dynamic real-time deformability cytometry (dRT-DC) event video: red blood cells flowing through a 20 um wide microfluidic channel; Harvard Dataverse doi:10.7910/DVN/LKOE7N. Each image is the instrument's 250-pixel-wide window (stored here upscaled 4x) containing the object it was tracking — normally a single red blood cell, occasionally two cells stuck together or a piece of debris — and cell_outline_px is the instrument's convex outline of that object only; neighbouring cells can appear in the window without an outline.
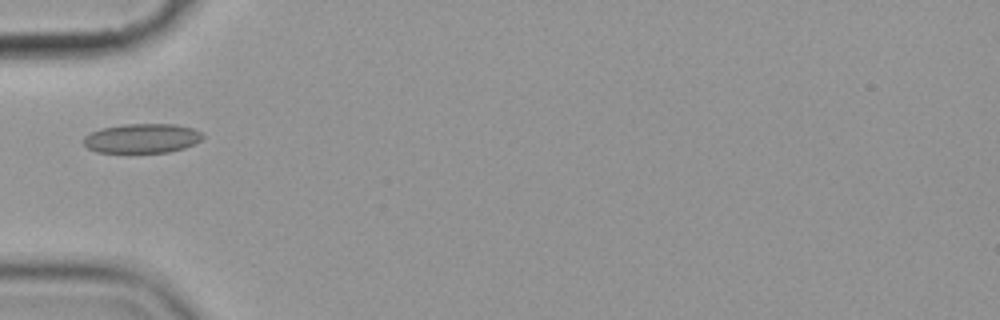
{"species": "common noctule bat (a hibernating species)", "species_latin": "Nyctalus noctula", "temperature_condition": "cold", "stored_images_in_passage": 15, "camera_frame_rate_fps": 3000, "um_per_image_px": 0.085, "animal": {"sex": "female", "body_mass_g": 19.9}, "frame": {"image": 1, "passage_image": 5, "time_ms": 5.667, "image_size_px": [1000, 320], "cell_outline_px": [[204, 136], [200, 140], [184, 148], [168, 152], [96, 152], [88, 148], [84, 144], [84, 136], [100, 128], [124, 124], [176, 124], [192, 128], [200, 132]], "centroid_in_image_um": [12.06, 11.75], "position_along_channel_um": 72.9, "area_um2": 20.29}}
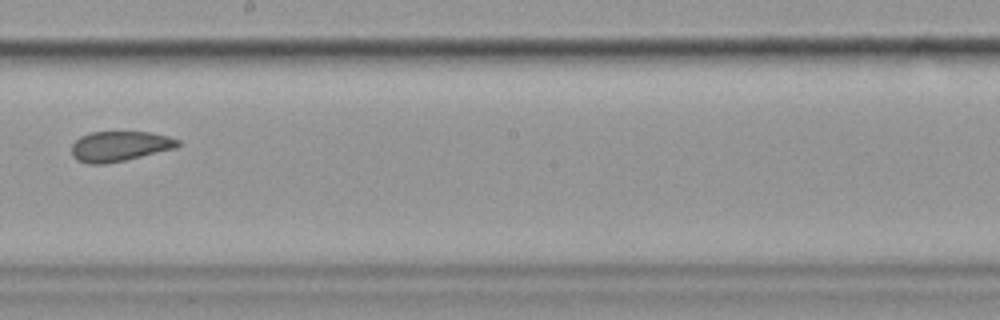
{"frame": {"image": 2, "passage_image": 9, "time_ms": 10.333, "image_size_px": [1000, 320], "cell_outline_px": [[180, 144], [176, 148], [124, 160], [104, 164], [88, 164], [76, 160], [72, 156], [72, 144], [80, 136], [92, 132], [148, 132], [168, 136], [180, 140]], "centroid_in_image_um": [10.15, 12.43], "position_along_channel_um": 238.0, "area_um2": 18.61}}
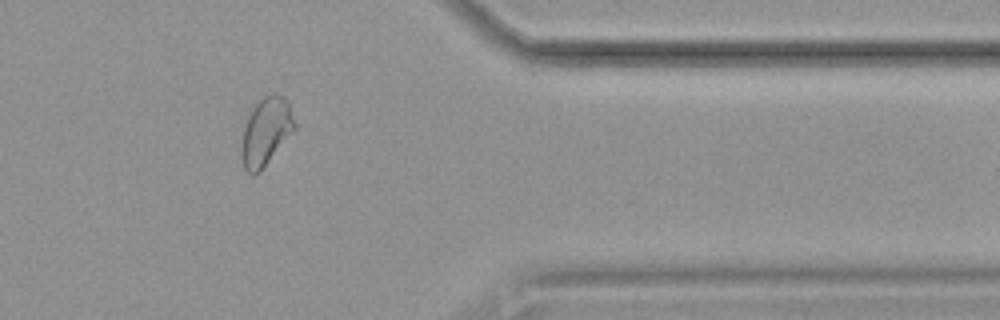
{"frame": {"image": 3, "passage_image": 13, "time_ms": 15.0, "image_size_px": [1000, 320], "cell_outline_px": [[296, 128], [260, 172], [252, 176], [244, 168], [240, 152], [244, 128], [248, 116], [256, 100], [272, 92], [276, 92], [284, 96], [288, 100], [296, 124]], "centroid_in_image_um": [22.61, 11.15], "position_along_channel_um": 388.8, "area_um2": 21.33}, "authors_computed_cell_mechanics": {"area_um2": 20.2878, "velocity_mm_per_s": 3.5471, "shape_relaxation_time_tau1_ms": null, "shape_relaxation_time_tau2_ms": 1.3986, "deformation_change_tau1": null, "deformation_change_tau2": 0.0327}}